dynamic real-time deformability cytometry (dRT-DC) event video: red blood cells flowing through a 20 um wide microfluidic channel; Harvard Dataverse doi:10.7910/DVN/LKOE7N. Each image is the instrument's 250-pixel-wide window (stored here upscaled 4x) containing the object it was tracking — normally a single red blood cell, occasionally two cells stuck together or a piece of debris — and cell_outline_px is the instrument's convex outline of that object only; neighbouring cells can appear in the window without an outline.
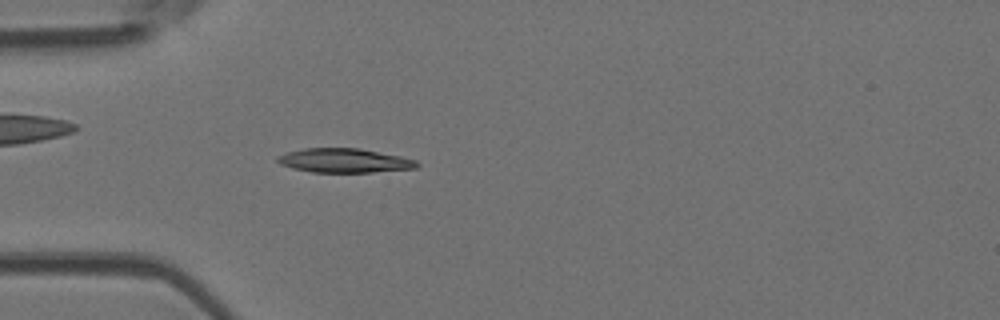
{"species": "Egyptian fruit bat (a non-hibernating species)", "species_latin": "Rousettus aegyptiacus", "temperature_condition": "room temperature", "stored_images_in_passage": 36, "camera_frame_rate_fps": 3000, "um_per_image_px": 0.085, "animal": {"sex": "female"}, "frame": {"image": 1, "passage_image": 2, "time_ms": 0.333, "image_size_px": [1000, 320], "cell_outline_px": [[420, 164], [416, 168], [372, 172], [312, 172], [292, 168], [280, 164], [276, 160], [276, 156], [288, 152], [304, 148], [360, 148], [400, 156], [416, 160]], "centroid_in_image_um": [29.26, 13.64], "position_along_channel_um": 55.7, "area_um2": 19.59}}
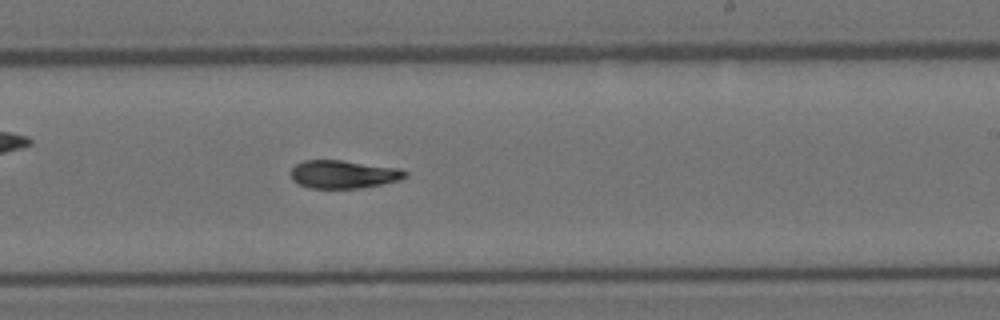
{"frame": {"image": 2, "passage_image": 17, "time_ms": 5.333, "image_size_px": [1000, 320], "cell_outline_px": [[408, 176], [400, 180], [360, 188], [308, 188], [292, 180], [288, 172], [296, 164], [304, 160], [340, 160], [400, 168], [408, 172]], "centroid_in_image_um": [29.18, 14.81], "position_along_channel_um": 259.8, "area_um2": 18.84}}
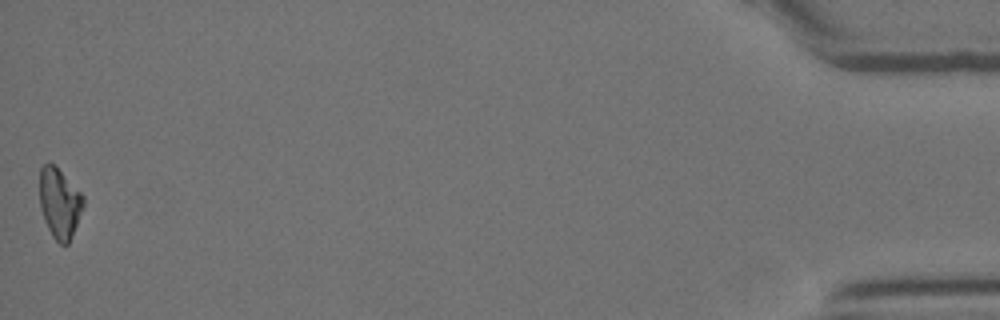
{"frame": {"image": 3, "passage_image": 36, "time_ms": 11.667, "image_size_px": [1000, 320], "cell_outline_px": [[84, 204], [72, 236], [68, 244], [60, 244], [52, 236], [44, 220], [40, 208], [40, 168], [44, 164], [52, 164], [84, 196]], "centroid_in_image_um": [5.05, 17.3], "position_along_channel_um": 430.1, "area_um2": 17.46}, "authors_computed_cell_mechanics": {"area_um2": 18.8717, "velocity_mm_per_s": 4.216, "shape_relaxation_time_tau1_ms": 8.2226, "shape_relaxation_time_tau2_ms": 3.4363, "deformation_change_tau1": 0.2276, "deformation_change_tau2": 0.0976}}